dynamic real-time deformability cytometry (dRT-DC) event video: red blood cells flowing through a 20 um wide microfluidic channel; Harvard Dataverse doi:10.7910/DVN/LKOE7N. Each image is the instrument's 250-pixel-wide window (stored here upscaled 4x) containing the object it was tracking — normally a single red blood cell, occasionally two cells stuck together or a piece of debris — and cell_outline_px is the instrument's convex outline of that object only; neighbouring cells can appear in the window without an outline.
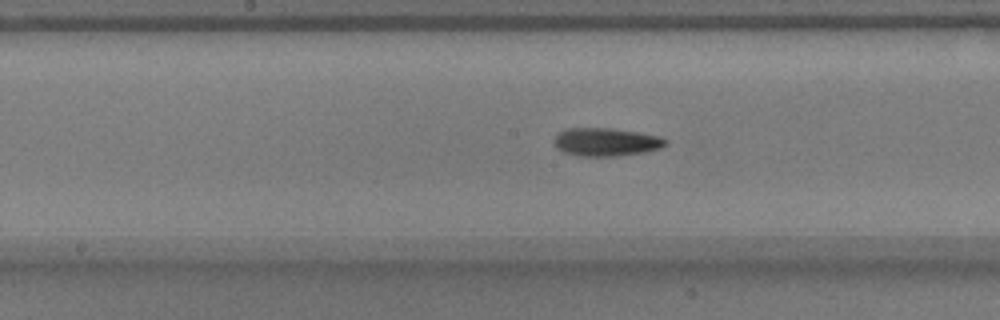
{"species": "common noctule bat (a hibernating species)", "species_latin": "Nyctalus noctula", "temperature_condition": "warm", "stored_images_in_passage": 48, "camera_frame_rate_fps": 3000, "um_per_image_px": 0.085, "animal": {"sex": "male", "body_mass_g": 17.9}, "frame": {"image": 1, "passage_image": 22, "time_ms": 7.0, "image_size_px": [1000, 320], "cell_outline_px": [[668, 144], [660, 148], [644, 152], [612, 156], [580, 156], [564, 152], [556, 148], [552, 140], [564, 128], [612, 128], [660, 136], [668, 140]], "centroid_in_image_um": [51.5, 12.06], "position_along_channel_um": 196.7, "area_um2": 18.32}}
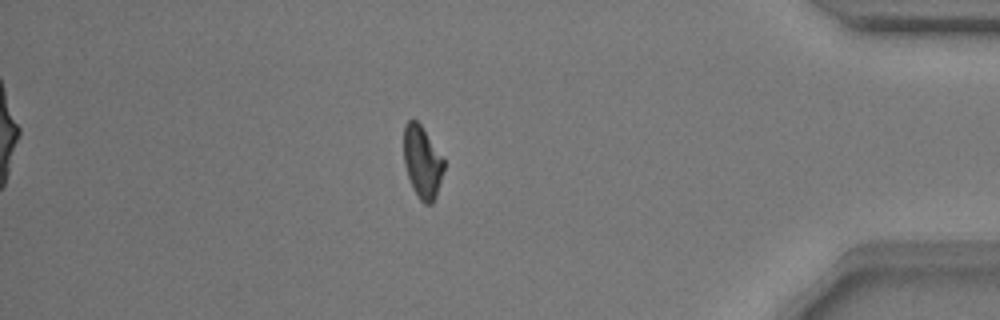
{"frame": {"image": 2, "passage_image": 41, "time_ms": 13.333, "image_size_px": [1000, 320], "cell_outline_px": [[444, 168], [436, 196], [432, 204], [424, 204], [420, 200], [412, 188], [404, 164], [404, 124], [408, 120], [416, 120], [420, 124], [444, 160]], "centroid_in_image_um": [35.88, 13.79], "position_along_channel_um": 399.3, "area_um2": 16.7}}
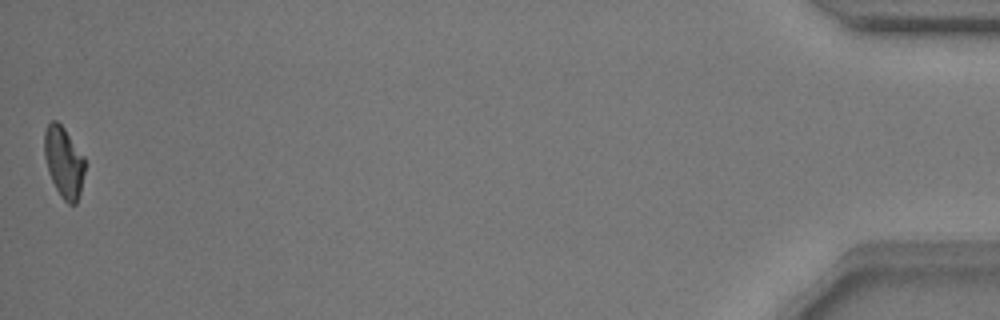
{"frame": {"image": 3, "passage_image": 48, "time_ms": 15.667, "image_size_px": [1000, 320], "cell_outline_px": [[84, 172], [80, 192], [76, 204], [68, 204], [60, 196], [48, 172], [44, 156], [44, 132], [48, 124], [52, 120], [56, 120], [64, 128], [84, 156]], "centroid_in_image_um": [5.41, 13.77], "position_along_channel_um": 429.8, "area_um2": 16.65}, "authors_computed_cell_mechanics": {"area_um2": 17.4556, "velocity_mm_per_s": 3.8017, "shape_relaxation_time_tau1_ms": 7.6948, "shape_relaxation_time_tau2_ms": 7.2308, "deformation_change_tau1": 0.191, "deformation_change_tau2": 0.1555}}